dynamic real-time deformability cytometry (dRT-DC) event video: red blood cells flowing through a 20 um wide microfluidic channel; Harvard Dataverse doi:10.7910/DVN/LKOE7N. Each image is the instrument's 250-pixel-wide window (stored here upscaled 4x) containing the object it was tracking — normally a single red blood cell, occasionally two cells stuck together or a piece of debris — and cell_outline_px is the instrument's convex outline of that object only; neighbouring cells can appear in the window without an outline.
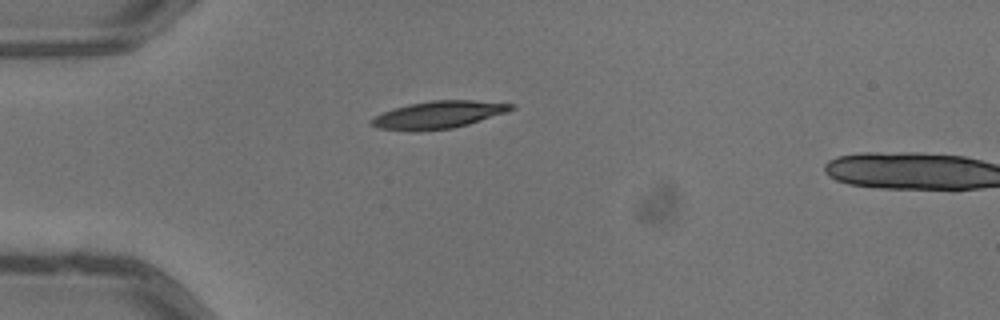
{"species": "common noctule bat (a hibernating species)", "species_latin": "Nyctalus noctula", "temperature_condition": "warm", "stored_images_in_passage": 2, "camera_frame_rate_fps": 3000, "um_per_image_px": 0.085, "animal": {"sex": "male", "body_mass_g": 13.3}, "frame": {"image": 1, "passage_image": 1, "time_ms": 0.0, "image_size_px": [1000, 320], "cell_outline_px": [[516, 108], [508, 112], [468, 124], [452, 128], [416, 132], [376, 128], [368, 124], [376, 116], [392, 108], [408, 104], [432, 100], [472, 100], [516, 104]], "centroid_in_image_um": [37.27, 9.76], "position_along_channel_um": 47.7, "area_um2": 22.54}}